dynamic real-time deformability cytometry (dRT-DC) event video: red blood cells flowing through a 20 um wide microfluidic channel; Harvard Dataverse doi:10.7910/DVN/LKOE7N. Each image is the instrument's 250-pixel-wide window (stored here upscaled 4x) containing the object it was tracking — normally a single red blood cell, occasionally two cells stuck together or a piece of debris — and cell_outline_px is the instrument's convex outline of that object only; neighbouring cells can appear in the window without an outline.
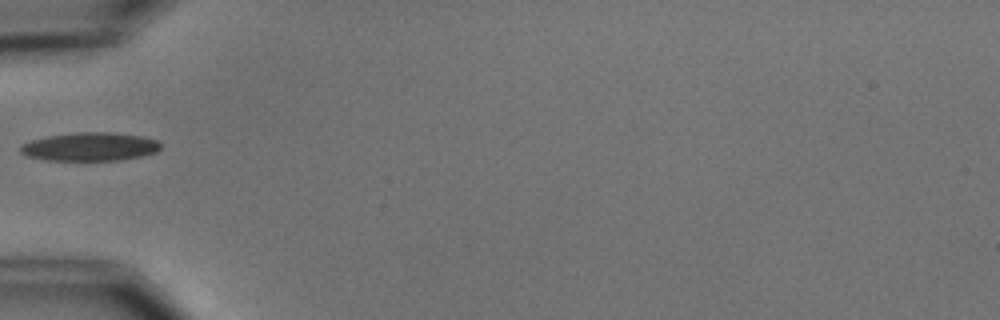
{"species": "common noctule bat (a hibernating species)", "species_latin": "Nyctalus noctula", "temperature_condition": "cold", "stored_images_in_passage": 1, "camera_frame_rate_fps": 3000, "um_per_image_px": 0.085, "animal": {"sex": "male", "body_mass_g": 15.6}, "frame": {"image": 1, "passage_image": 1, "time_ms": 0.0, "image_size_px": [1000, 320], "cell_outline_px": [[160, 148], [156, 152], [140, 156], [120, 160], [48, 160], [28, 156], [20, 152], [20, 144], [32, 140], [48, 136], [76, 132], [112, 132], [144, 136], [160, 140]], "centroid_in_image_um": [7.67, 12.46], "position_along_channel_um": 77.3, "area_um2": 23.29}}